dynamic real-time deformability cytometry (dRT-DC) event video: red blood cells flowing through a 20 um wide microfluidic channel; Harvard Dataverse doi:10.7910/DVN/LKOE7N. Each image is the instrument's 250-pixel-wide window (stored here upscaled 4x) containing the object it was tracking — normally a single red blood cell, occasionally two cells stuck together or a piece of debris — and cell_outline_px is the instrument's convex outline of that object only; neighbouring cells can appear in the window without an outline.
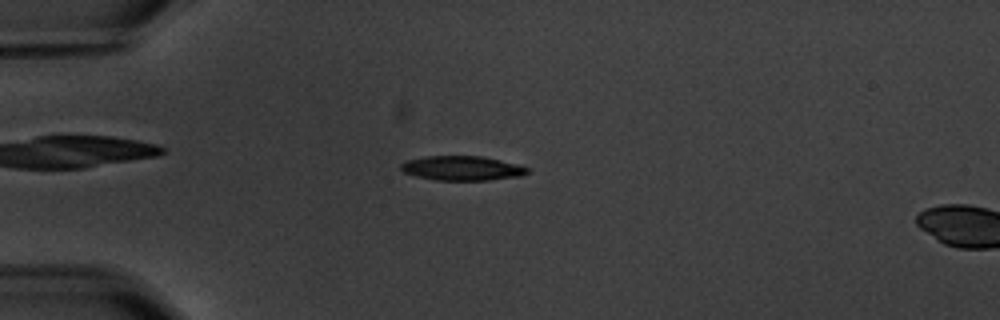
{"species": "common noctule bat (a hibernating species)", "species_latin": "Nyctalus noctula", "temperature_condition": "warm", "stored_images_in_passage": 5, "camera_frame_rate_fps": 3000, "um_per_image_px": 0.085, "animal": {"sex": "male", "body_mass_g": 20.1, "forearm_length_mm": 53.5}, "frame": {"image": 1, "passage_image": 4, "time_ms": 4.667, "image_size_px": [1000, 320], "cell_outline_px": [[532, 172], [520, 176], [488, 180], [436, 180], [416, 176], [404, 172], [400, 168], [400, 164], [408, 160], [424, 156], [480, 156], [500, 160], [516, 164], [528, 168]], "centroid_in_image_um": [39.28, 14.3], "position_along_channel_um": 45.7, "area_um2": 17.98}}